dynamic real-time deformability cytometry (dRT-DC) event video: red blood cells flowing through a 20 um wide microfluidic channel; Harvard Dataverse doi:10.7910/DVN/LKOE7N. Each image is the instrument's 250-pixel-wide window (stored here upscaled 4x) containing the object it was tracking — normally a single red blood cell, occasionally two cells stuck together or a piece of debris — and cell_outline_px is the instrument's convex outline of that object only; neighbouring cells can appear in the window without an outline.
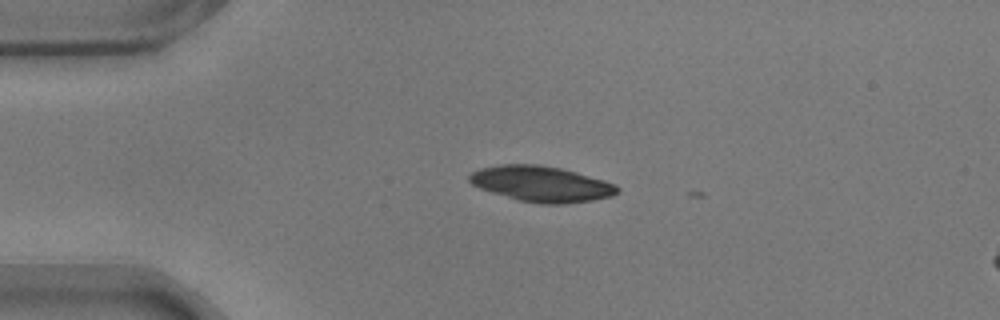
{"species": "common noctule bat (a hibernating species)", "species_latin": "Nyctalus noctula", "temperature_condition": "warm", "stored_images_in_passage": 2, "camera_frame_rate_fps": 3000, "um_per_image_px": 0.085, "animal": {"sex": "male", "body_mass_g": 17.9}, "frame": {"image": 1, "passage_image": 1, "time_ms": 0.0, "image_size_px": [1000, 320], "cell_outline_px": [[620, 192], [612, 196], [592, 200], [564, 204], [540, 204], [520, 200], [492, 192], [480, 188], [472, 184], [468, 180], [468, 176], [472, 172], [480, 168], [500, 164], [540, 164], [560, 168], [576, 172], [604, 180], [616, 184], [620, 188]], "centroid_in_image_um": [46.04, 15.62], "position_along_channel_um": 39.0, "area_um2": 30.75}}